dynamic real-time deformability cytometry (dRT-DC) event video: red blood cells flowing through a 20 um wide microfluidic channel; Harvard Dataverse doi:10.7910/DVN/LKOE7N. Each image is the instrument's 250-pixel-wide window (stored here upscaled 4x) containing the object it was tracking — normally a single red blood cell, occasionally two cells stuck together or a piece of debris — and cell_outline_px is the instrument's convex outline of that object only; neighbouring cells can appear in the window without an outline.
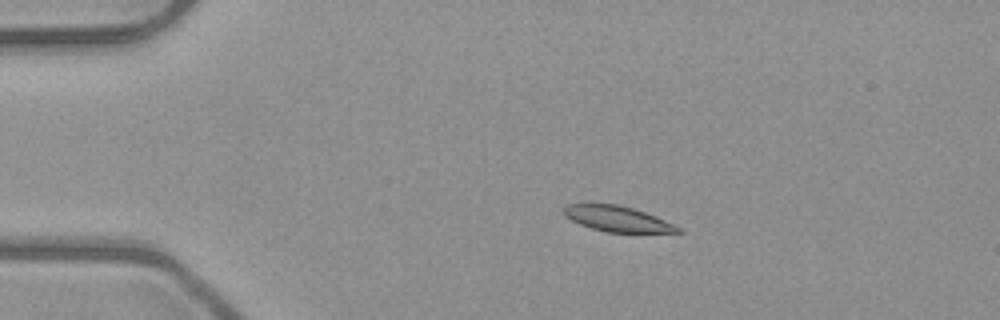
{"species": "common noctule bat (a hibernating species)", "species_latin": "Nyctalus noctula", "temperature_condition": "room temperature", "stored_images_in_passage": 4, "camera_frame_rate_fps": 3000, "um_per_image_px": 0.085, "animal": {"sex": "male", "body_mass_g": 23.1, "forearm_length_mm": 52.7}, "frame": {"image": 1, "passage_image": 1, "time_ms": 0.0, "image_size_px": [1000, 320], "cell_outline_px": [[684, 232], [608, 232], [592, 228], [580, 224], [564, 216], [564, 208], [568, 204], [616, 204], [632, 208], [644, 212], [684, 228]], "centroid_in_image_um": [52.5, 18.6], "position_along_channel_um": 32.5, "area_um2": 16.7}}
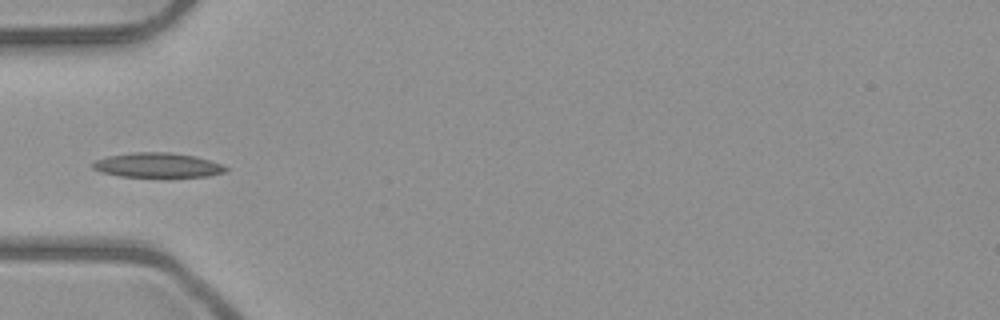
{"frame": {"image": 2, "passage_image": 3, "time_ms": 2.333, "image_size_px": [1000, 320], "cell_outline_px": [[228, 172], [208, 176], [164, 180], [120, 176], [100, 172], [92, 168], [92, 164], [96, 160], [108, 156], [136, 152], [168, 152], [196, 156], [220, 164], [228, 168]], "centroid_in_image_um": [13.43, 14.1], "position_along_channel_um": 71.6, "area_um2": 20.11}}
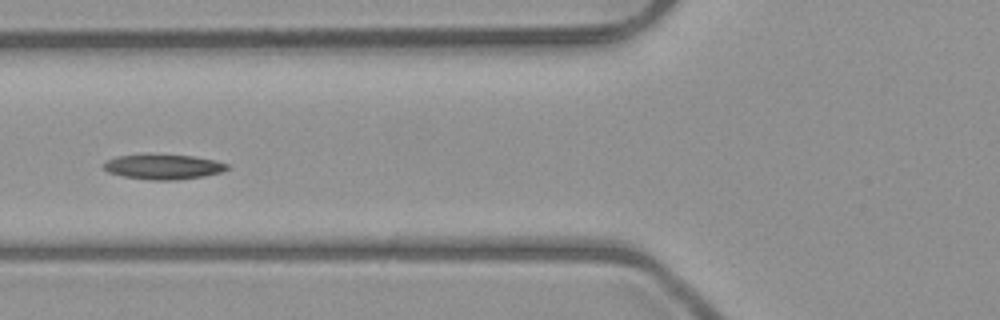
{"frame": {"image": 3, "passage_image": 4, "time_ms": 3.333, "image_size_px": [1000, 320], "cell_outline_px": [[228, 168], [220, 172], [204, 176], [176, 180], [148, 180], [124, 176], [108, 172], [104, 168], [104, 160], [116, 156], [144, 152], [192, 156], [216, 160], [228, 164]], "centroid_in_image_um": [13.82, 14.14], "position_along_channel_um": 112.0, "area_um2": 18.55}}